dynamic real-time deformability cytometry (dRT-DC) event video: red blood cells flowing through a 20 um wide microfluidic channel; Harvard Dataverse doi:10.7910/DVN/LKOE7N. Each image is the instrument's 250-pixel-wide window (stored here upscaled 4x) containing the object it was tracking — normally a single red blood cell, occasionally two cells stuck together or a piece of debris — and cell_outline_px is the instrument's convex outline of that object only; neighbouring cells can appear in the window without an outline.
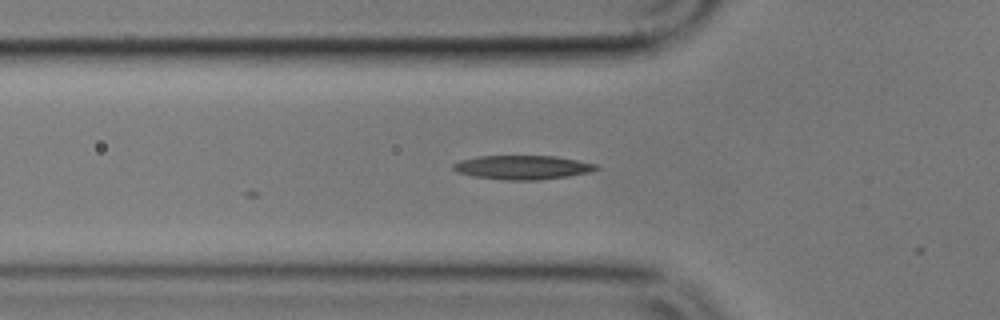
{"species": "common noctule bat (a hibernating species)", "species_latin": "Nyctalus noctula", "temperature_condition": "cold", "stored_images_in_passage": 6, "segment_of_instrument_passage": [1, 2], "camera_frame_rate_fps": 3000, "um_per_image_px": 0.085, "animal": {"sex": "male", "body_mass_g": 17.9}, "frame": {"image": 1, "passage_image": 5, "time_ms": 4.667, "image_size_px": [1000, 320], "cell_outline_px": [[600, 168], [588, 172], [568, 176], [536, 180], [504, 180], [476, 176], [456, 172], [452, 168], [452, 164], [460, 160], [476, 156], [556, 156], [596, 164]], "centroid_in_image_um": [44.38, 14.22], "position_along_channel_um": 81.4, "area_um2": 19.88}}